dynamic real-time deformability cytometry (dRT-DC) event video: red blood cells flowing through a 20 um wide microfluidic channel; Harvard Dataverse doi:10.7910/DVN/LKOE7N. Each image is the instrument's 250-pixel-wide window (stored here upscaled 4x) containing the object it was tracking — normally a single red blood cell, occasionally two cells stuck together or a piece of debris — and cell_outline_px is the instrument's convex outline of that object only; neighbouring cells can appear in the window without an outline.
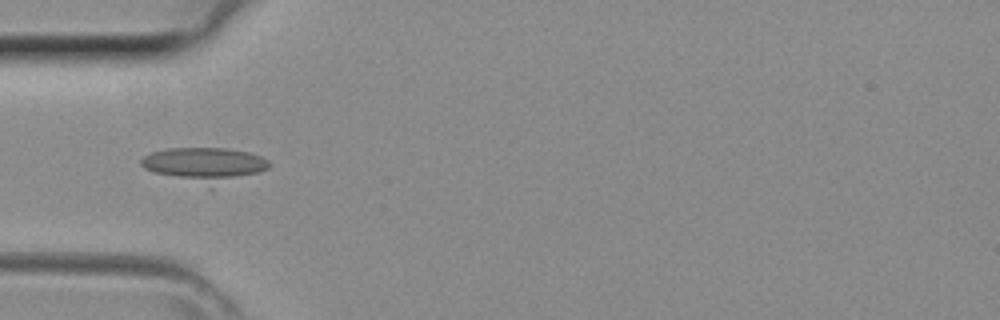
{"species": "common noctule bat (a hibernating species)", "species_latin": "Nyctalus noctula", "temperature_condition": "room temperature", "stored_images_in_passage": 16, "camera_frame_rate_fps": 3000, "um_per_image_px": 0.085, "animal": {"sex": "female", "body_mass_g": 29.2, "forearm_length_mm": 56.3}, "frame": {"image": 1, "passage_image": 6, "time_ms": 1.667, "image_size_px": [1000, 320], "cell_outline_px": [[272, 164], [268, 168], [212, 188], [208, 188], [156, 172], [144, 168], [140, 164], [140, 160], [144, 156], [152, 152], [168, 148], [228, 148], [248, 152], [260, 156], [268, 160]], "centroid_in_image_um": [17.4, 14.0], "position_along_channel_um": 67.6, "area_um2": 25.61}}
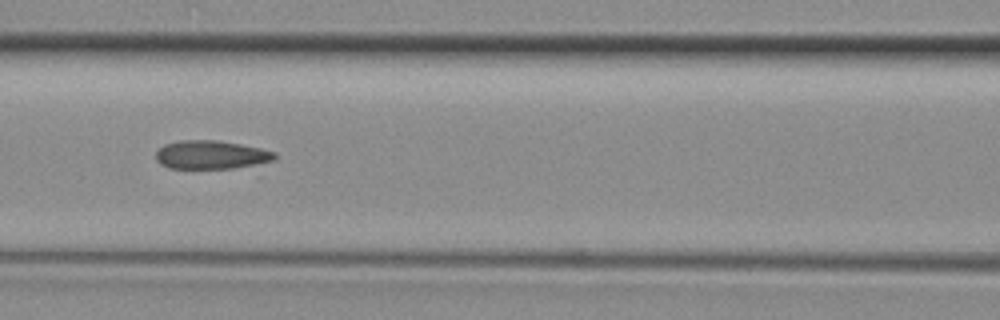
{"frame": {"image": 2, "passage_image": 11, "time_ms": 3.333, "image_size_px": [1000, 320], "cell_outline_px": [[276, 160], [256, 164], [232, 168], [168, 168], [160, 164], [156, 160], [156, 152], [164, 144], [180, 140], [216, 140], [240, 144], [260, 148], [276, 152]], "centroid_in_image_um": [17.93, 13.15], "position_along_channel_um": 148.7, "area_um2": 19.71}}
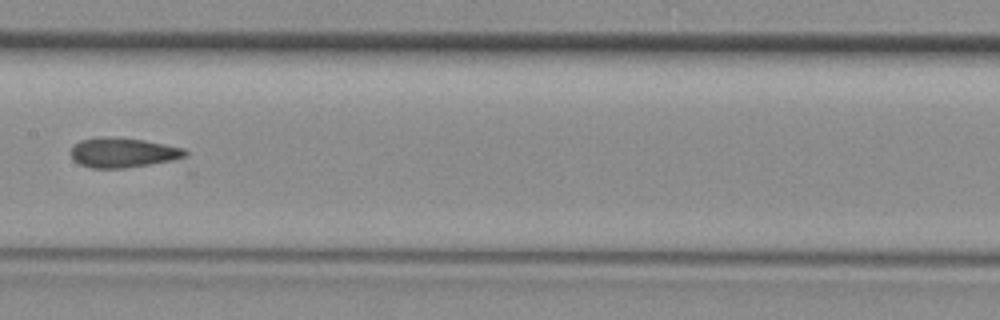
{"frame": {"image": 3, "passage_image": 14, "time_ms": 4.333, "image_size_px": [1000, 320], "cell_outline_px": [[188, 152], [180, 160], [124, 168], [92, 168], [80, 164], [72, 160], [72, 148], [80, 140], [100, 136], [144, 140], [184, 148]], "centroid_in_image_um": [10.48, 12.98], "position_along_channel_um": 196.9, "area_um2": 19.88}}